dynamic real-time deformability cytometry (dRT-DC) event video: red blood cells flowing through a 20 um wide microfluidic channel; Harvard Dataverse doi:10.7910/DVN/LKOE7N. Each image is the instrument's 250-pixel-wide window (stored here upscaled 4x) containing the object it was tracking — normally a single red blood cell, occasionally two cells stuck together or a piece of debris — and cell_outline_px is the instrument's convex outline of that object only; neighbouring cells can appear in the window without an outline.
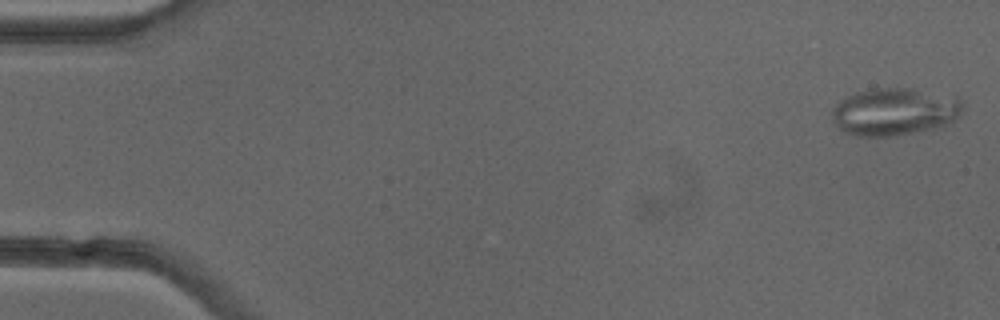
{"species": "common noctule bat (a hibernating species)", "species_latin": "Nyctalus noctula", "temperature_condition": "cold", "stored_images_in_passage": 16, "camera_frame_rate_fps": 3000, "um_per_image_px": 0.085, "animal": {"sex": "female"}, "frame": {"image": 1, "passage_image": 1, "time_ms": 0.0, "image_size_px": [1000, 320], "cell_outline_px": [[964, 108], [960, 116], [956, 120], [932, 128], [892, 136], [856, 136], [844, 132], [832, 120], [832, 108], [840, 100], [856, 92], [868, 88], [912, 88], [956, 96], [964, 104]], "centroid_in_image_um": [76.04, 9.47], "position_along_channel_um": 9.0, "area_um2": 36.3}}